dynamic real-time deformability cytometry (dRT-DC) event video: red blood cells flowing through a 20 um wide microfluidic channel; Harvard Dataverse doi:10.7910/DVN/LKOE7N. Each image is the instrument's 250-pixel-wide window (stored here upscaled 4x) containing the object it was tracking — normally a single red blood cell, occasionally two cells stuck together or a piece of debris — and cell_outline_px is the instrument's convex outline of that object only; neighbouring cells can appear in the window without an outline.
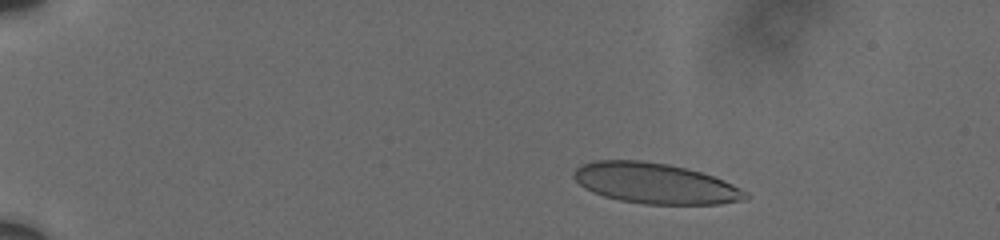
{"species": "human", "species_latin": "Homo sapiens", "temperature_condition": "cold", "stored_images_in_passage": 10, "camera_frame_rate_fps": 3000, "um_per_image_px": 0.085, "donor": {"sex": "male"}, "frame": {"image": 1, "passage_image": 3, "time_ms": 2.333, "image_size_px": [1000, 240], "cell_outline_px": [[752, 196], [748, 200], [720, 204], [644, 204], [620, 200], [604, 196], [592, 192], [584, 188], [572, 176], [572, 172], [576, 168], [584, 164], [596, 160], [640, 160], [668, 164], [700, 172], [724, 180], [748, 192]], "centroid_in_image_um": [55.72, 15.59], "position_along_channel_um": 29.3, "area_um2": 40.69}}
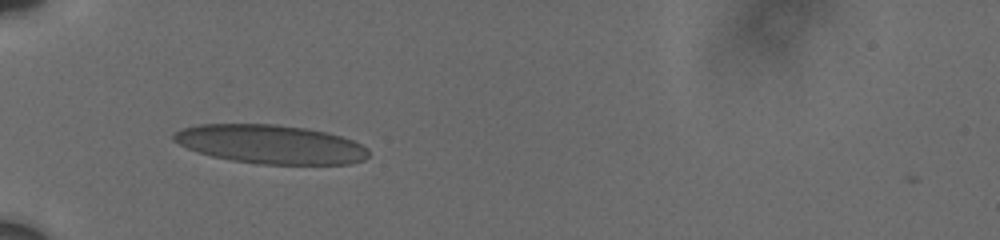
{"frame": {"image": 2, "passage_image": 7, "time_ms": 5.667, "image_size_px": [1000, 240], "cell_outline_px": [[368, 156], [364, 160], [348, 164], [260, 164], [232, 160], [212, 156], [188, 148], [172, 140], [172, 136], [180, 128], [196, 124], [276, 124], [304, 128], [324, 132], [340, 136], [352, 140], [368, 148]], "centroid_in_image_um": [22.98, 12.26], "position_along_channel_um": 62.0, "area_um2": 43.93}}
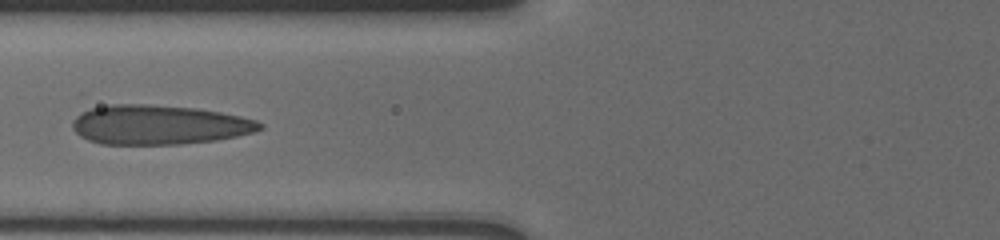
{"frame": {"image": 3, "passage_image": 9, "time_ms": 7.333, "image_size_px": [1000, 240], "cell_outline_px": [[264, 128], [256, 132], [216, 140], [180, 144], [100, 144], [88, 140], [80, 136], [72, 128], [72, 120], [76, 116], [92, 108], [112, 104], [148, 104], [196, 108], [220, 112], [240, 116], [256, 120], [264, 124]], "centroid_in_image_um": [13.53, 10.61], "position_along_channel_um": 112.3, "area_um2": 43.18}}